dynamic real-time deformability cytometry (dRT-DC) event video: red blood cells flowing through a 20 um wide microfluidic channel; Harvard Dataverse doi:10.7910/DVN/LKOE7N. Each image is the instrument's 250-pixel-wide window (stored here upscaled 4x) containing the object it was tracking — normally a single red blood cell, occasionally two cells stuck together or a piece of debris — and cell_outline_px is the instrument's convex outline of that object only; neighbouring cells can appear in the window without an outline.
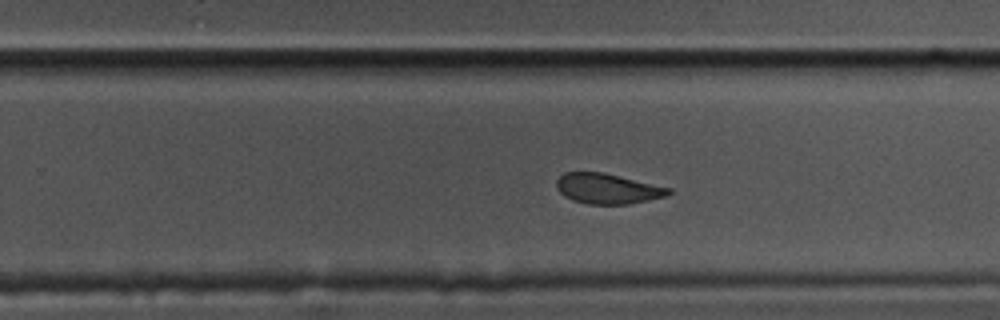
{"species": "common noctule bat (a hibernating species)", "species_latin": "Nyctalus noctula", "temperature_condition": "cold", "stored_images_in_passage": 46, "camera_frame_rate_fps": 3000, "um_per_image_px": 0.085, "animal": {"sex": "male", "body_mass_g": 17.5, "forearm_length_mm": 52.3}, "frame": {"image": 1, "passage_image": 24, "time_ms": 7.667, "image_size_px": [1000, 320], "cell_outline_px": [[672, 192], [668, 196], [628, 204], [588, 204], [572, 200], [564, 196], [556, 188], [556, 180], [564, 172], [604, 172], [672, 188]], "centroid_in_image_um": [51.65, 16.03], "position_along_channel_um": 278.2, "area_um2": 19.94}}
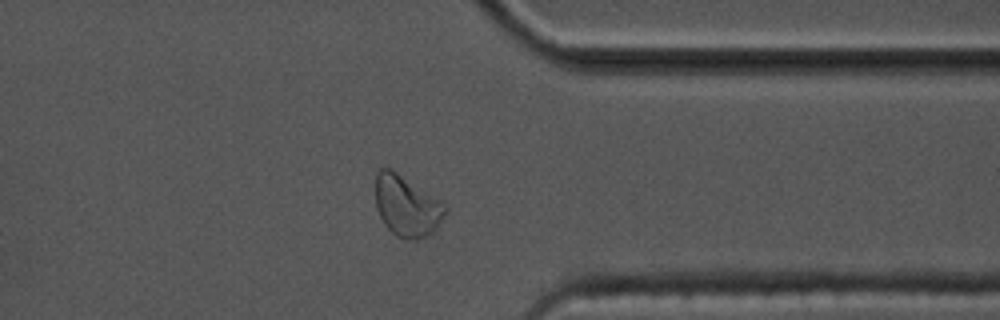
{"frame": {"image": 2, "passage_image": 33, "time_ms": 10.667, "image_size_px": [1000, 320], "cell_outline_px": [[448, 212], [436, 228], [432, 232], [416, 240], [408, 240], [396, 236], [384, 224], [376, 208], [376, 176], [380, 168], [392, 168], [440, 200], [448, 208]], "centroid_in_image_um": [34.58, 17.51], "position_along_channel_um": 376.8, "area_um2": 24.8}}
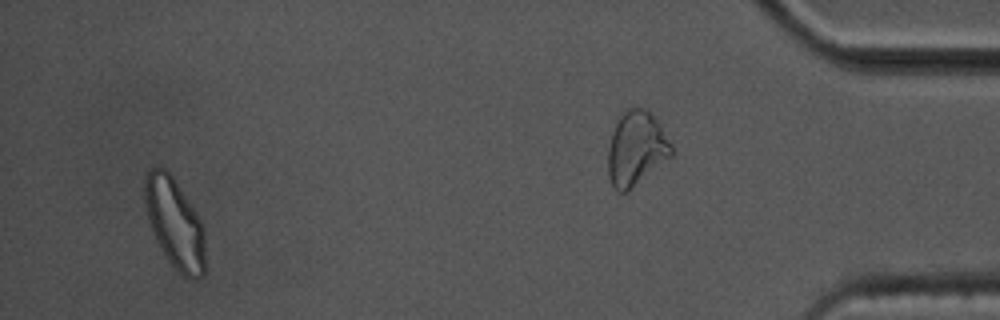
{"frame": {"image": 3, "passage_image": 43, "time_ms": 14.0, "image_size_px": [1000, 320], "cell_outline_px": [[204, 276], [196, 280], [188, 280], [168, 260], [160, 248], [156, 240], [148, 220], [144, 200], [144, 180], [148, 168], [164, 168], [172, 176], [200, 220], [204, 228]], "centroid_in_image_um": [14.83, 19.01], "position_along_channel_um": 420.4, "area_um2": 31.44}, "authors_computed_cell_mechanics": {"area_um2": 21.6172, "velocity_mm_per_s": 3.4646, "shape_relaxation_time_tau1_ms": 4.9954, "shape_relaxation_time_tau2_ms": 0.7396, "deformation_change_tau1": 0.115, "deformation_change_tau2": 0.0513}}